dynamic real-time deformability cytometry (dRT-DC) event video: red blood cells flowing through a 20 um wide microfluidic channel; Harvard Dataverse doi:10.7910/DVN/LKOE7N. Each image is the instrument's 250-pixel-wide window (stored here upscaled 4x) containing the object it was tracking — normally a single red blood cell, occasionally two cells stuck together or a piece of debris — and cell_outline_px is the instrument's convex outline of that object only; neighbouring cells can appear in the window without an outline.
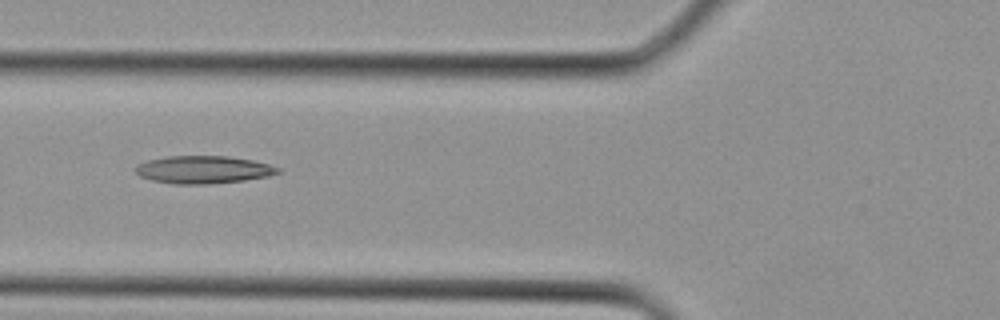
{"species": "Egyptian fruit bat (a non-hibernating species)", "species_latin": "Rousettus aegyptiacus", "temperature_condition": "cold", "stored_images_in_passage": 3, "camera_frame_rate_fps": 3000, "um_per_image_px": 0.085, "animal": {"sex": "female"}, "frame": {"image": 1, "passage_image": 3, "time_ms": 0.667, "image_size_px": [1000, 320], "cell_outline_px": [[280, 172], [268, 176], [244, 180], [204, 184], [172, 184], [152, 180], [140, 176], [136, 172], [136, 164], [148, 160], [168, 156], [228, 156], [252, 160], [268, 164], [280, 168]], "centroid_in_image_um": [17.26, 14.42], "position_along_channel_um": 108.5, "area_um2": 22.83}}